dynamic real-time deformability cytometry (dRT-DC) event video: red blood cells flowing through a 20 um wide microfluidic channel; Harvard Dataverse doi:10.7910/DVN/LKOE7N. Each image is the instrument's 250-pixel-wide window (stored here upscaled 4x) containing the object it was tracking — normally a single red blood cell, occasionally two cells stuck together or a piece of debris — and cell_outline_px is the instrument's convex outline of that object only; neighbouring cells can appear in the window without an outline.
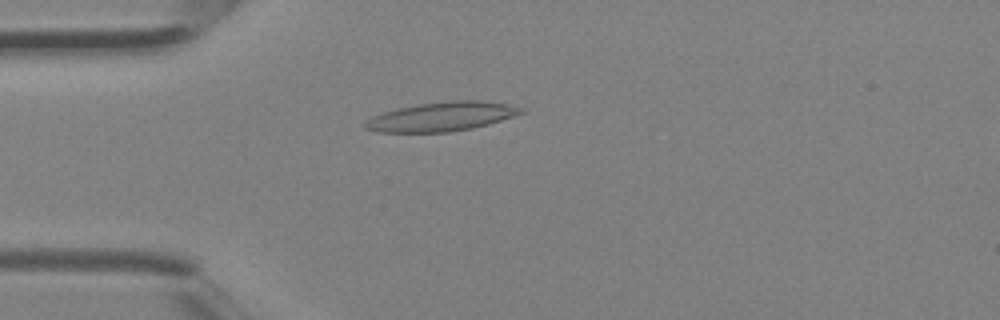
{"species": "Egyptian fruit bat (a non-hibernating species)", "species_latin": "Rousettus aegyptiacus", "temperature_condition": "room temperature", "stored_images_in_passage": 4, "camera_frame_rate_fps": 3000, "um_per_image_px": 0.085, "animal": {"sex": "female"}, "frame": {"image": 1, "passage_image": 4, "time_ms": 1.0, "image_size_px": [1000, 320], "cell_outline_px": [[524, 112], [488, 124], [472, 128], [448, 132], [380, 132], [364, 128], [364, 124], [372, 116], [384, 112], [400, 108], [420, 104], [452, 100], [480, 100], [508, 104], [524, 108]], "centroid_in_image_um": [37.55, 9.91], "position_along_channel_um": 47.4, "area_um2": 26.13}}